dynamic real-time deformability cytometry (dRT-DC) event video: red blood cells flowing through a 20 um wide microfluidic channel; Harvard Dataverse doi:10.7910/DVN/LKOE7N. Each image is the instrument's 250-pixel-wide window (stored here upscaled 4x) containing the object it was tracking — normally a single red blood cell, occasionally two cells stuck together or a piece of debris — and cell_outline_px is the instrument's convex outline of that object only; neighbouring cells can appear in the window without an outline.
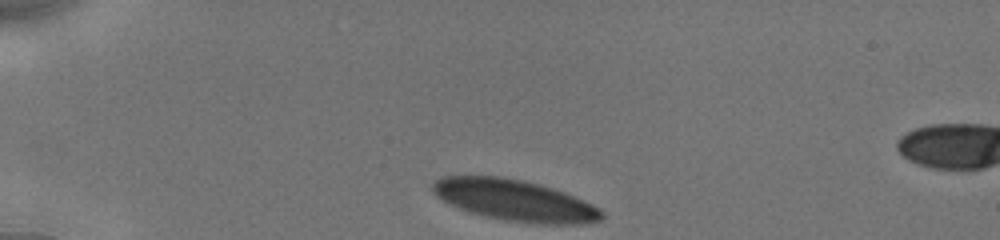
{"species": "human", "species_latin": "Homo sapiens", "temperature_condition": "cold", "stored_images_in_passage": 11, "camera_frame_rate_fps": 3000, "um_per_image_px": 0.085, "donor": {"sex": "male"}, "frame": {"image": 1, "passage_image": 1, "time_ms": 0.0, "image_size_px": [1000, 240], "cell_outline_px": [[604, 216], [600, 220], [584, 224], [536, 224], [504, 220], [484, 216], [468, 212], [436, 196], [432, 192], [432, 180], [440, 176], [500, 176], [524, 180], [540, 184], [564, 192], [584, 200], [600, 208], [604, 212]], "centroid_in_image_um": [43.75, 17.02], "position_along_channel_um": 41.2, "area_um2": 40.92}}
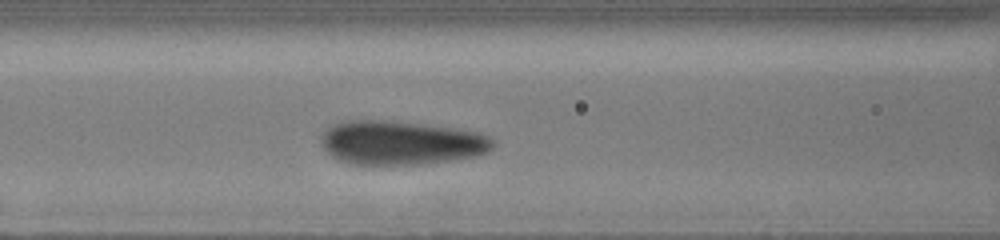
{"frame": {"image": 2, "passage_image": 6, "time_ms": 3.667, "image_size_px": [1000, 240], "cell_outline_px": [[492, 148], [488, 152], [476, 156], [420, 164], [352, 164], [336, 160], [320, 144], [320, 136], [332, 124], [348, 120], [388, 120], [452, 128], [480, 132], [492, 136]], "centroid_in_image_um": [34.05, 12.13], "position_along_channel_um": 132.5, "area_um2": 43.99}}
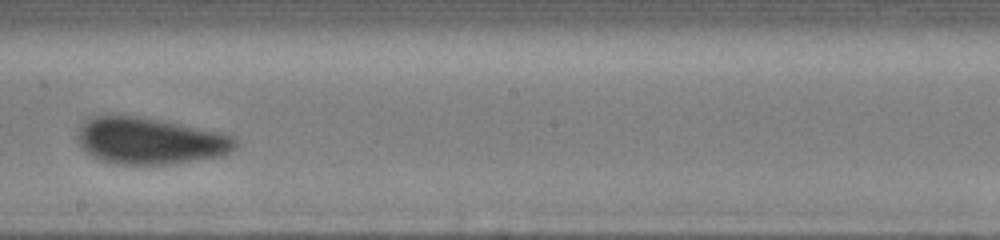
{"frame": {"image": 3, "passage_image": 10, "time_ms": 6.333, "image_size_px": [1000, 240], "cell_outline_px": [[240, 144], [232, 152], [224, 156], [168, 164], [116, 164], [100, 160], [92, 156], [80, 148], [76, 140], [76, 136], [84, 120], [92, 116], [136, 116], [164, 120], [220, 132], [236, 136]], "centroid_in_image_um": [12.78, 11.97], "position_along_channel_um": 235.4, "area_um2": 43.52}}